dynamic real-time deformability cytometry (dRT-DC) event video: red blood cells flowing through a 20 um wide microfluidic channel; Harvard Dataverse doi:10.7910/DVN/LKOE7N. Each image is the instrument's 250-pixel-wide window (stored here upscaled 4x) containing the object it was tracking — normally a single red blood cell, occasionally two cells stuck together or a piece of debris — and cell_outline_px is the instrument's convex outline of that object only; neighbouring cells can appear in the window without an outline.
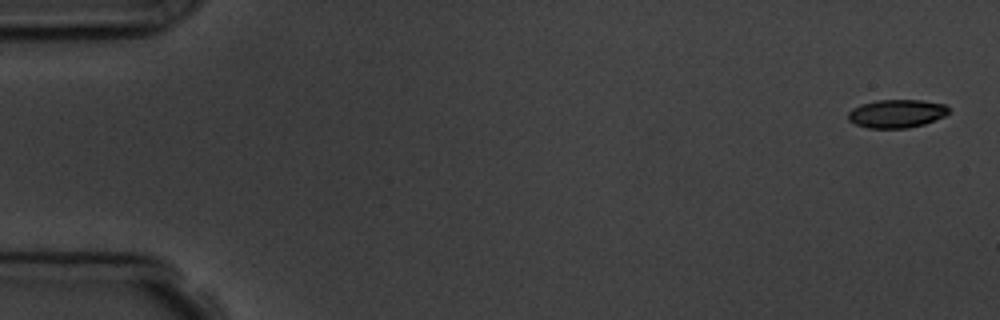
{"species": "common noctule bat (a hibernating species)", "species_latin": "Nyctalus noctula", "temperature_condition": "room temperature", "stored_images_in_passage": 4, "camera_frame_rate_fps": 3000, "um_per_image_px": 0.085, "animal": {"sex": "male", "body_mass_g": 19.5, "forearm_length_mm": 54.6}, "frame": {"image": 1, "passage_image": 1, "time_ms": 0.0, "image_size_px": [1000, 320], "cell_outline_px": [[948, 112], [944, 116], [924, 124], [908, 128], [868, 128], [856, 124], [848, 120], [848, 112], [852, 108], [860, 104], [876, 100], [920, 100], [944, 104], [948, 108]], "centroid_in_image_um": [76.17, 9.65], "position_along_channel_um": 8.8, "area_um2": 16.53}}
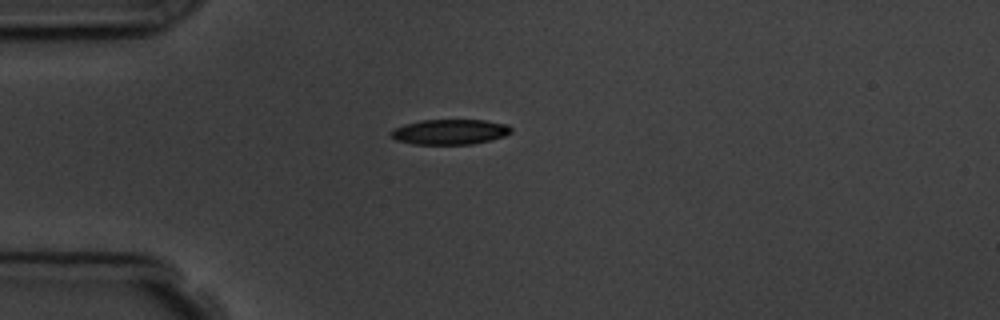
{"frame": {"image": 2, "passage_image": 4, "time_ms": 4.333, "image_size_px": [1000, 320], "cell_outline_px": [[512, 132], [504, 136], [472, 144], [412, 144], [396, 140], [388, 132], [392, 128], [404, 124], [420, 120], [484, 120], [508, 124], [512, 128]], "centroid_in_image_um": [38.21, 11.2], "position_along_channel_um": 46.8, "area_um2": 17.74}}